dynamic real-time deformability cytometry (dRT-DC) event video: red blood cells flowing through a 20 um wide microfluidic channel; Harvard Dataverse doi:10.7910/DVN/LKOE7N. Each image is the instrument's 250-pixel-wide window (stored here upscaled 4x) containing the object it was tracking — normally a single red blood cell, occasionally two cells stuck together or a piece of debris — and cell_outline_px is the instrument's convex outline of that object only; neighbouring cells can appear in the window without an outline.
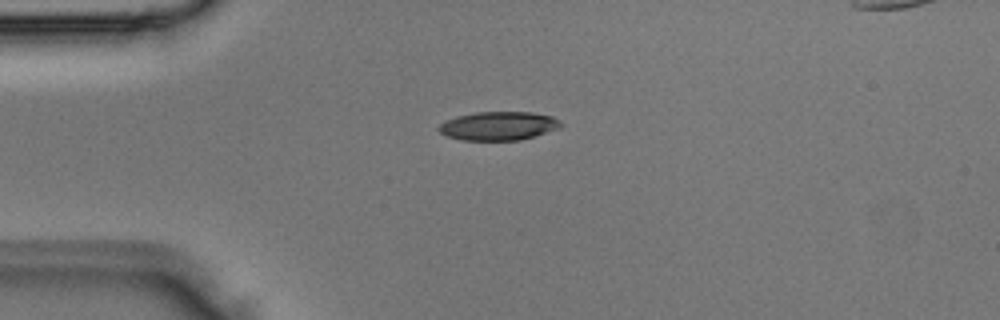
{"species": "Egyptian fruit bat (a non-hibernating species)", "species_latin": "Rousettus aegyptiacus", "temperature_condition": "room temperature", "stored_images_in_passage": 2, "camera_frame_rate_fps": 3000, "um_per_image_px": 0.085, "animal": {"sex": "male"}, "frame": {"image": 1, "passage_image": 1, "time_ms": 0.0, "image_size_px": [1000, 320], "cell_outline_px": [[560, 128], [536, 136], [520, 140], [460, 140], [448, 136], [440, 132], [436, 128], [440, 124], [456, 116], [476, 112], [532, 112], [552, 116], [560, 120]], "centroid_in_image_um": [42.38, 10.7], "position_along_channel_um": 42.6, "area_um2": 20.4}}